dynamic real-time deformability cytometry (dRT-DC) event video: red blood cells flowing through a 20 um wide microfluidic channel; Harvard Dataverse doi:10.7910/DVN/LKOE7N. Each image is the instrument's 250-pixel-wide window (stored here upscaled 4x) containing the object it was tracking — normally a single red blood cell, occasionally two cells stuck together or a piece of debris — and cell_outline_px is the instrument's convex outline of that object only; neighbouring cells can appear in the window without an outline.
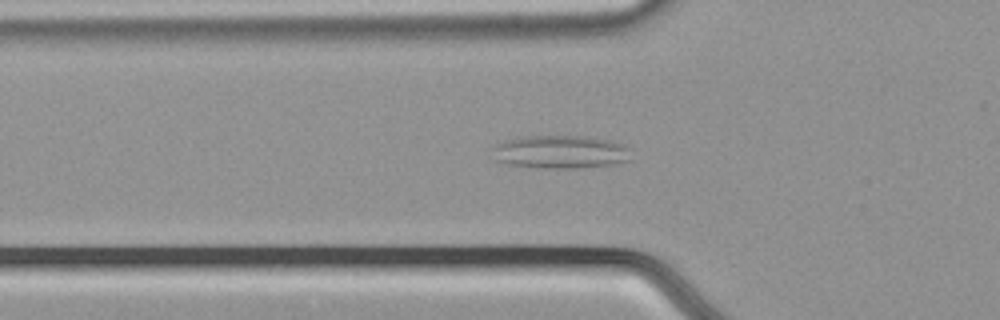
{"species": "common noctule bat (a hibernating species)", "species_latin": "Nyctalus noctula", "temperature_condition": "cold", "stored_images_in_passage": 32, "camera_frame_rate_fps": 3000, "um_per_image_px": 0.085, "animal": {"sex": "male", "body_mass_g": 21.5, "forearm_length_mm": 52.0}, "frame": {"image": 1, "passage_image": 19, "time_ms": 6.0, "image_size_px": [1000, 320], "cell_outline_px": [[632, 160], [612, 164], [584, 168], [540, 168], [508, 164], [496, 160], [492, 148], [496, 144], [516, 136], [588, 136], [612, 140], [624, 144]], "centroid_in_image_um": [47.64, 12.91], "position_along_channel_um": 78.2, "area_um2": 27.05}}
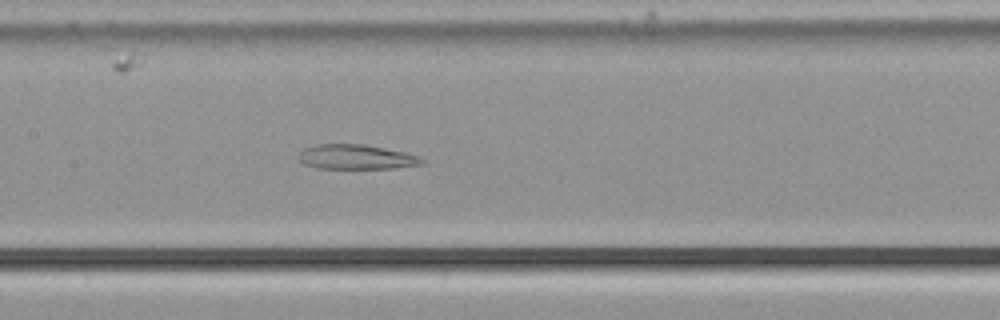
{"frame": {"image": 2, "passage_image": 27, "time_ms": 8.667, "image_size_px": [1000, 320], "cell_outline_px": [[424, 164], [396, 168], [316, 168], [304, 164], [300, 160], [300, 152], [304, 148], [316, 144], [364, 144], [404, 152], [420, 156], [424, 160]], "centroid_in_image_um": [30.3, 13.34], "position_along_channel_um": 177.1, "area_um2": 17.69}}
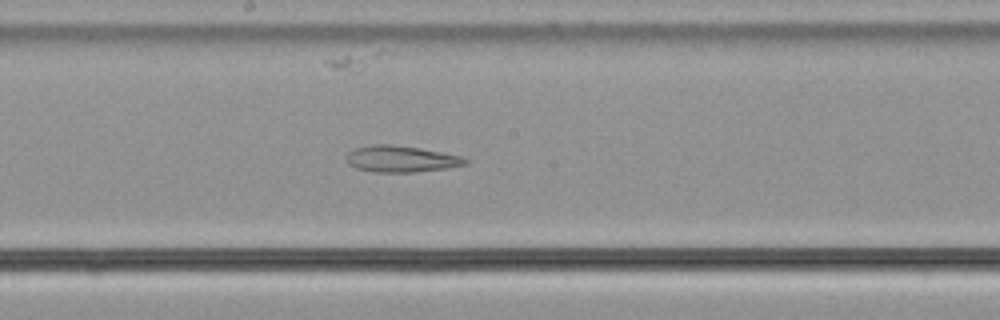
{"frame": {"image": 3, "passage_image": 30, "time_ms": 9.667, "image_size_px": [1000, 320], "cell_outline_px": [[468, 164], [448, 168], [412, 172], [372, 172], [356, 168], [348, 164], [348, 152], [356, 148], [372, 144], [392, 144], [420, 148], [460, 156], [468, 160]], "centroid_in_image_um": [34.09, 13.51], "position_along_channel_um": 214.1, "area_um2": 18.21}}